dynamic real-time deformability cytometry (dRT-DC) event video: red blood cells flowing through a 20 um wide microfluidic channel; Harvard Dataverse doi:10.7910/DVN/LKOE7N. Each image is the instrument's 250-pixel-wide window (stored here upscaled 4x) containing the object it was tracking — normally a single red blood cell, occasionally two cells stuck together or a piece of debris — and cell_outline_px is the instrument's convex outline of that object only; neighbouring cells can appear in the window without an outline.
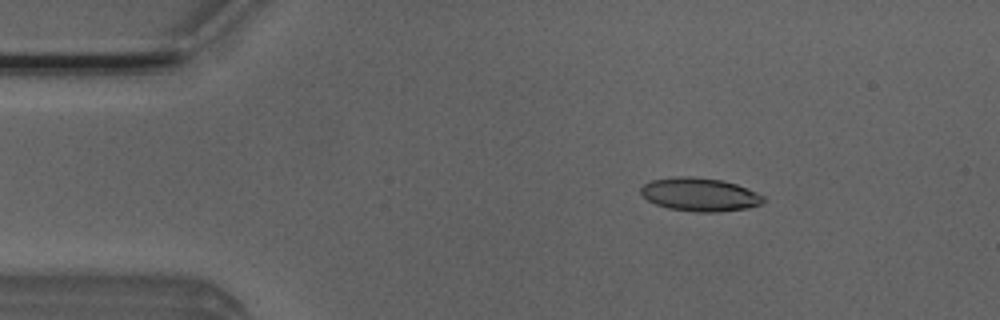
{"species": "Egyptian fruit bat (a non-hibernating species)", "species_latin": "Rousettus aegyptiacus", "temperature_condition": "room temperature", "stored_images_in_passage": 3, "camera_frame_rate_fps": 3000, "um_per_image_px": 0.085, "animal": {"sex": "male"}, "frame": {"image": 1, "passage_image": 2, "time_ms": 0.333, "image_size_px": [1000, 320], "cell_outline_px": [[764, 200], [760, 204], [744, 208], [716, 212], [696, 212], [668, 208], [656, 204], [648, 200], [640, 192], [640, 188], [644, 184], [652, 180], [680, 176], [688, 176], [720, 180], [736, 184], [756, 192], [764, 196]], "centroid_in_image_um": [59.45, 16.53], "position_along_channel_um": 25.5, "area_um2": 23.47}}